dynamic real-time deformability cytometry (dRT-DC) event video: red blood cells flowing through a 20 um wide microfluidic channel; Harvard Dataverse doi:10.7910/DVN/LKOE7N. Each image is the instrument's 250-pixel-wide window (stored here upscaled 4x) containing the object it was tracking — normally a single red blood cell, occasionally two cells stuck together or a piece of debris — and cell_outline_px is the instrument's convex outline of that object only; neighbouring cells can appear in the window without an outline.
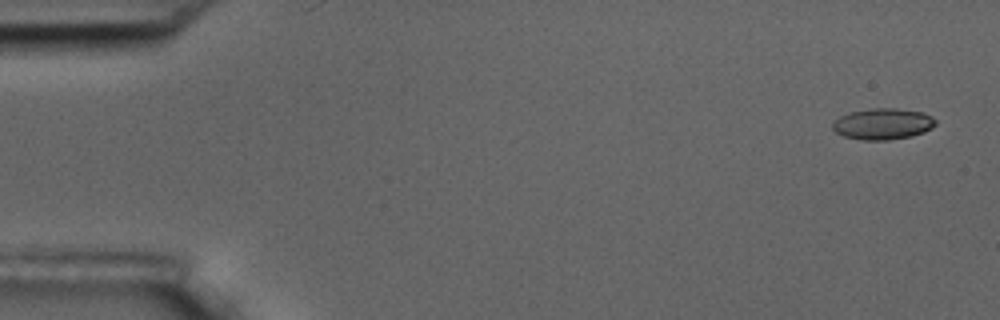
{"species": "common noctule bat (a hibernating species)", "species_latin": "Nyctalus noctula", "temperature_condition": "room temperature", "stored_images_in_passage": 13, "camera_frame_rate_fps": 3000, "um_per_image_px": 0.085, "animal": {"sex": "male", "body_mass_g": 17.5, "forearm_length_mm": 52.3}, "frame": {"image": 1, "passage_image": 1, "time_ms": 0.0, "image_size_px": [1000, 320], "cell_outline_px": [[936, 124], [932, 128], [924, 132], [912, 136], [888, 140], [864, 140], [844, 136], [836, 132], [832, 128], [832, 124], [840, 116], [848, 112], [868, 108], [896, 108], [924, 112], [932, 116], [936, 120]], "centroid_in_image_um": [75.06, 10.52], "position_along_channel_um": 9.9, "area_um2": 18.9}}
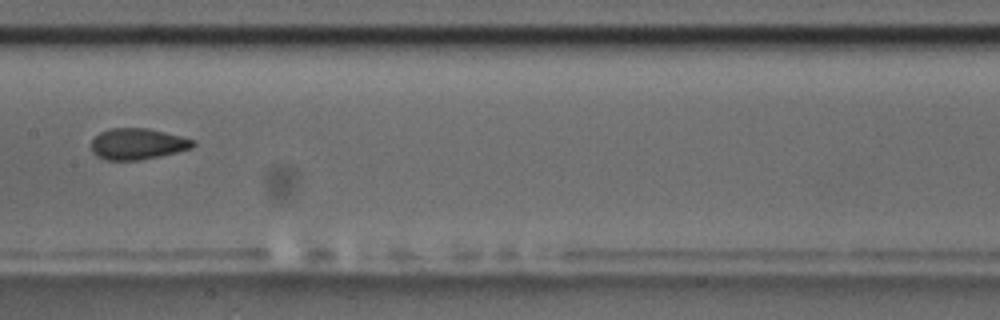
{"frame": {"image": 2, "passage_image": 8, "time_ms": 9.0, "image_size_px": [1000, 320], "cell_outline_px": [[196, 144], [192, 148], [160, 156], [140, 160], [104, 160], [96, 156], [92, 152], [92, 140], [100, 132], [108, 128], [148, 128], [196, 140]], "centroid_in_image_um": [11.69, 12.23], "position_along_channel_um": 195.7, "area_um2": 18.55}}
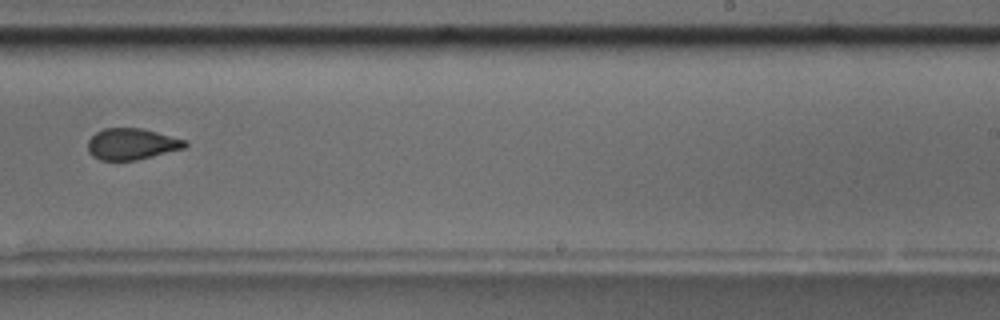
{"frame": {"image": 3, "passage_image": 10, "time_ms": 11.333, "image_size_px": [1000, 320], "cell_outline_px": [[188, 144], [184, 148], [136, 160], [100, 160], [92, 156], [88, 152], [88, 140], [96, 132], [104, 128], [144, 128], [188, 140]], "centroid_in_image_um": [11.21, 12.23], "position_along_channel_um": 277.8, "area_um2": 17.86}, "authors_computed_cell_mechanics": {"area_um2": 18.5538, "velocity_mm_per_s": 3.5262, "shape_relaxation_time_tau1_ms": 4.2417, "shape_relaxation_time_tau2_ms": 1.1349, "deformation_change_tau1": 0.0775, "deformation_change_tau2": 0.0512}}